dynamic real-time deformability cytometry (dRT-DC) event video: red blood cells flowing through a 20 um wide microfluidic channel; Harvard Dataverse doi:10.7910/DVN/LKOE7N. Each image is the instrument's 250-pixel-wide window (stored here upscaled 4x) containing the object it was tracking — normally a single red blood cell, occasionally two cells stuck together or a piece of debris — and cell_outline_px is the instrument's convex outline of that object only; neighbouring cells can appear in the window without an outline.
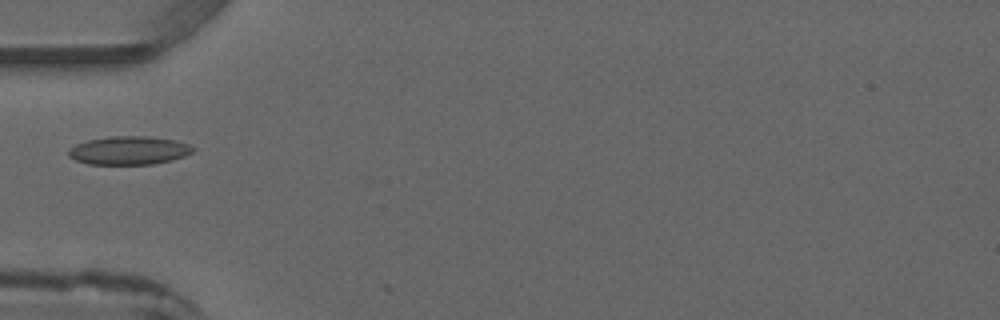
{"species": "common noctule bat (a hibernating species)", "species_latin": "Nyctalus noctula", "temperature_condition": "warm", "stored_images_in_passage": 4, "camera_frame_rate_fps": 3000, "um_per_image_px": 0.085, "animal": {"sex": "male", "forearm_length_mm": 52.5}, "frame": {"image": 1, "passage_image": 4, "time_ms": 3.667, "image_size_px": [1000, 320], "cell_outline_px": [[196, 148], [192, 152], [184, 156], [172, 160], [152, 164], [88, 164], [76, 160], [68, 156], [68, 148], [76, 144], [88, 140], [108, 136], [148, 136], [172, 140], [188, 144]], "centroid_in_image_um": [10.93, 12.78], "position_along_channel_um": 74.1, "area_um2": 20.58}}